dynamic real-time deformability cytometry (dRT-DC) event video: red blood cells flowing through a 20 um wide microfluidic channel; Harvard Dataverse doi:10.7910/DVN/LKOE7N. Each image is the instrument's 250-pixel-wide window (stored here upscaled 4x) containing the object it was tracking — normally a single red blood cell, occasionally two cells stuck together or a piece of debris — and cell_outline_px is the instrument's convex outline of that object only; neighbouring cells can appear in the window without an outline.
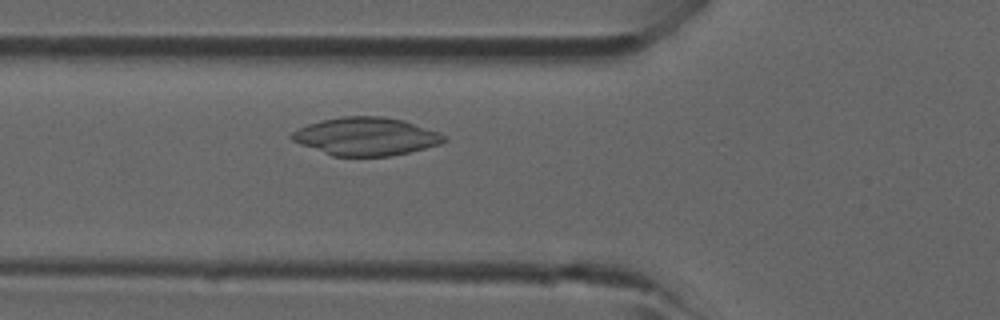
{"species": "common noctule bat (a hibernating species)", "species_latin": "Nyctalus noctula", "temperature_condition": "room temperature", "stored_images_in_passage": 42, "camera_frame_rate_fps": 3000, "um_per_image_px": 0.085, "animal": {"sex": "male", "forearm_length_mm": 52.5}, "frame": {"image": 1, "passage_image": 13, "time_ms": 4.0, "image_size_px": [1000, 320], "cell_outline_px": [[448, 140], [440, 144], [392, 156], [332, 156], [300, 144], [292, 140], [288, 136], [292, 132], [308, 124], [320, 120], [340, 116], [384, 116], [404, 120], [440, 132], [448, 136]], "centroid_in_image_um": [31.13, 11.59], "position_along_channel_um": 94.7, "area_um2": 33.99}}
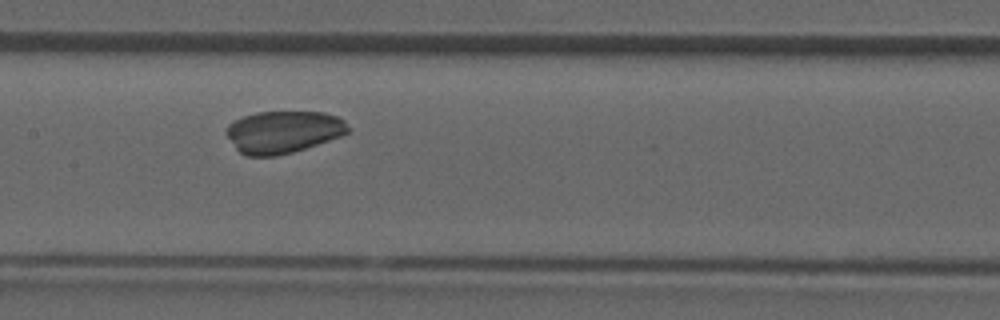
{"frame": {"image": 2, "passage_image": 19, "time_ms": 6.0, "image_size_px": [1000, 320], "cell_outline_px": [[352, 128], [348, 132], [340, 136], [292, 152], [276, 156], [248, 156], [240, 152], [236, 148], [224, 132], [228, 124], [244, 116], [256, 112], [324, 112], [336, 116], [344, 120]], "centroid_in_image_um": [24.07, 11.2], "position_along_channel_um": 183.3, "area_um2": 29.82}}